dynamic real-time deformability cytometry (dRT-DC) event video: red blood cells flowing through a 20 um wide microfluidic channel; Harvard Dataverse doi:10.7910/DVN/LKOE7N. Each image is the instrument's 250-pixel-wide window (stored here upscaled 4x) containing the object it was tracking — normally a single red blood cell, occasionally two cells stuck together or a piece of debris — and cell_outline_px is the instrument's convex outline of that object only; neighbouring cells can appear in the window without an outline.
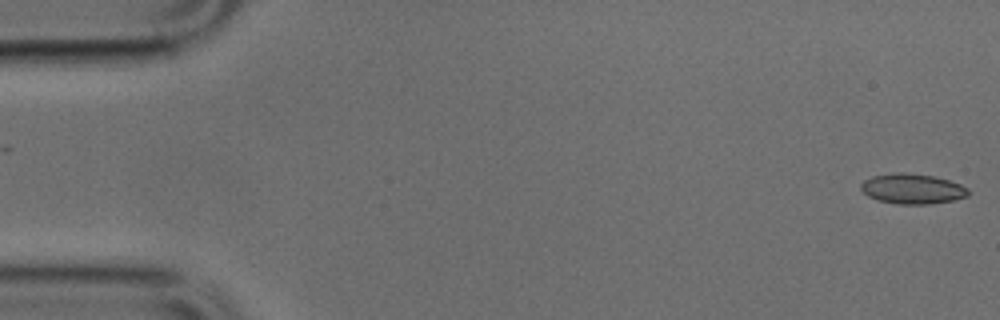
{"species": "common noctule bat (a hibernating species)", "species_latin": "Nyctalus noctula", "temperature_condition": "cold", "stored_images_in_passage": 51, "segment_of_instrument_passage": [1, 2], "camera_frame_rate_fps": 3000, "um_per_image_px": 0.085, "animal": {"sex": "male", "body_mass_g": 17.9, "forearm_length_mm": 54.2}, "frame": {"image": 1, "passage_image": 1, "time_ms": 0.0, "image_size_px": [1000, 320], "cell_outline_px": [[972, 192], [968, 196], [952, 200], [928, 204], [896, 204], [880, 200], [868, 196], [860, 188], [860, 184], [864, 180], [872, 176], [892, 172], [904, 172], [932, 176], [948, 180], [960, 184], [968, 188]], "centroid_in_image_um": [77.55, 16.04], "position_along_channel_um": 7.4, "area_um2": 18.9}}
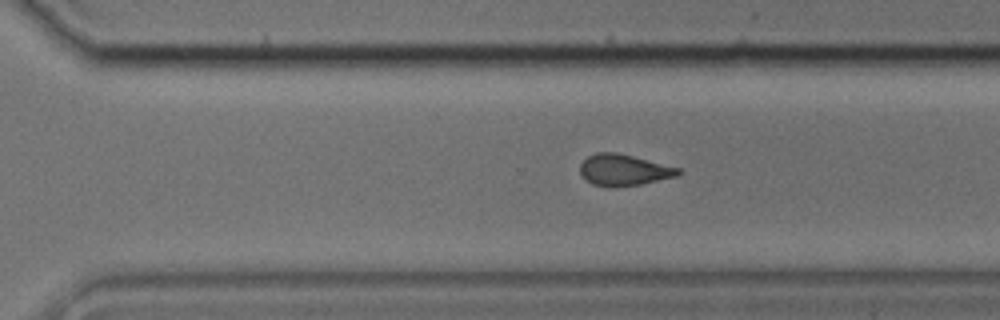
{"frame": {"image": 2, "passage_image": 34, "time_ms": 11.0, "image_size_px": [1000, 320], "cell_outline_px": [[680, 172], [676, 176], [640, 184], [612, 188], [608, 188], [592, 184], [580, 172], [580, 164], [588, 156], [596, 152], [616, 152], [680, 168]], "centroid_in_image_um": [52.99, 14.45], "position_along_channel_um": 317.6, "area_um2": 17.74}}
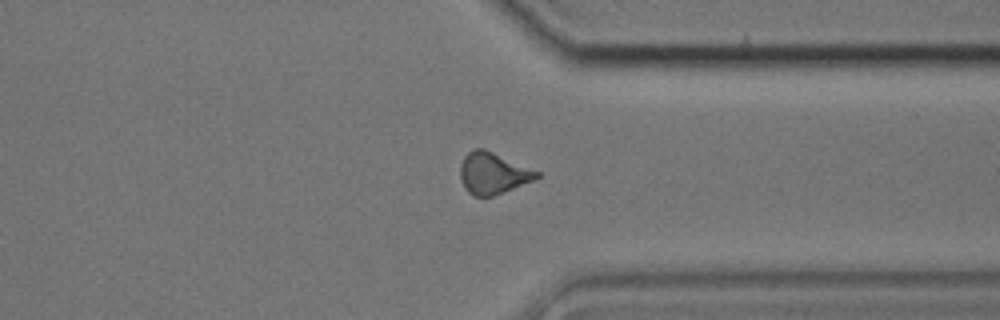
{"frame": {"image": 3, "passage_image": 38, "time_ms": 12.333, "image_size_px": [1000, 320], "cell_outline_px": [[540, 176], [536, 180], [492, 196], [472, 196], [464, 188], [460, 180], [460, 164], [464, 156], [472, 148], [484, 148], [540, 172]], "centroid_in_image_um": [41.88, 14.72], "position_along_channel_um": 369.5, "area_um2": 18.67}}